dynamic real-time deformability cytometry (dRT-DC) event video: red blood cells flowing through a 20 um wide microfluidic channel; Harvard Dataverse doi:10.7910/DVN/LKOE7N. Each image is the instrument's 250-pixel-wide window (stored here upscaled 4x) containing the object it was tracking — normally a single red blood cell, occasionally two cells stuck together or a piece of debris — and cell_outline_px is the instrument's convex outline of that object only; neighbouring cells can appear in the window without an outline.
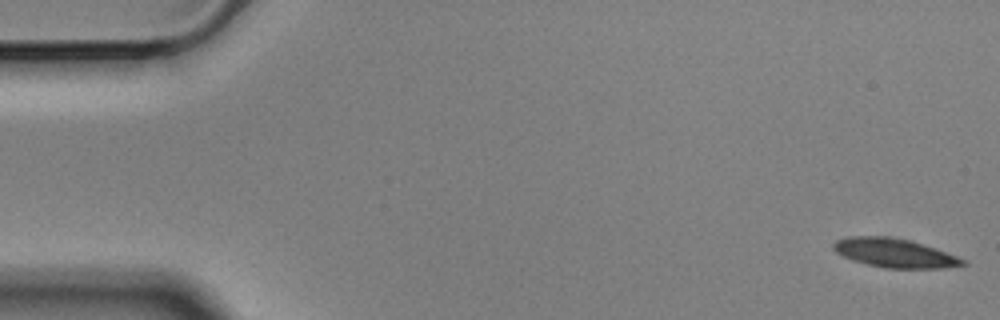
{"species": "Egyptian fruit bat (a non-hibernating species)", "species_latin": "Rousettus aegyptiacus", "temperature_condition": "cold", "stored_images_in_passage": 55, "camera_frame_rate_fps": 3000, "um_per_image_px": 0.085, "animal": {"sex": "male"}, "frame": {"image": 1, "passage_image": 1, "time_ms": 0.0, "image_size_px": [1000, 320], "cell_outline_px": [[968, 264], [944, 268], [884, 268], [852, 260], [836, 252], [832, 248], [832, 244], [836, 240], [848, 236], [884, 236], [908, 240], [968, 260]], "centroid_in_image_um": [76.01, 21.51], "position_along_channel_um": 9.0, "area_um2": 21.5}}
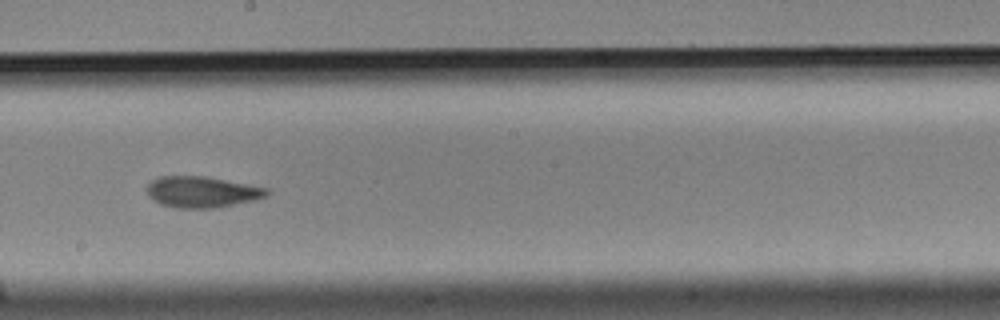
{"frame": {"image": 2, "passage_image": 31, "time_ms": 10.0, "image_size_px": [1000, 320], "cell_outline_px": [[272, 192], [268, 196], [256, 200], [216, 208], [176, 208], [160, 204], [148, 192], [148, 184], [152, 180], [160, 176], [204, 176], [248, 184], [268, 188]], "centroid_in_image_um": [17.24, 16.32], "position_along_channel_um": 231.0, "area_um2": 21.73}}
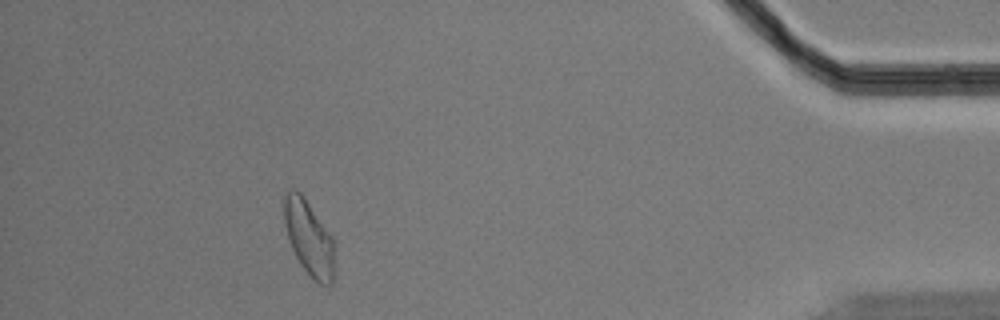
{"frame": {"image": 3, "passage_image": 51, "time_ms": 16.667, "image_size_px": [1000, 320], "cell_outline_px": [[332, 284], [320, 284], [300, 264], [292, 248], [284, 224], [284, 196], [288, 188], [296, 188], [304, 196], [332, 236]], "centroid_in_image_um": [26.21, 20.12], "position_along_channel_um": 409.0, "area_um2": 21.44}, "authors_computed_cell_mechanics": {"area_um2": 21.7328, "velocity_mm_per_s": 3.5044, "shape_relaxation_time_tau1_ms": 3.1036, "shape_relaxation_time_tau2_ms": 2.2105, "deformation_change_tau1": 0.1365, "deformation_change_tau2": 0.0938}}